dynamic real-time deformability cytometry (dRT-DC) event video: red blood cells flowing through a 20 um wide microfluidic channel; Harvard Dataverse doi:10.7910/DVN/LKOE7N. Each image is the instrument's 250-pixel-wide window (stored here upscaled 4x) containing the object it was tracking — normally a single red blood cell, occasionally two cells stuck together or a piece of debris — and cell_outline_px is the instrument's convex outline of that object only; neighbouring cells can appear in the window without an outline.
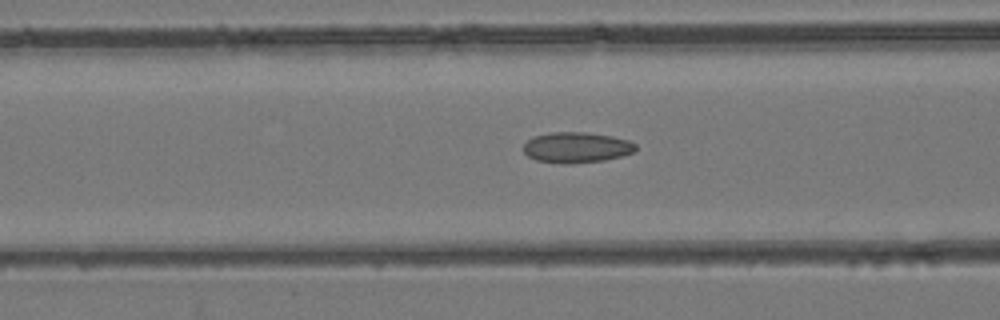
{"species": "common noctule bat (a hibernating species)", "species_latin": "Nyctalus noctula", "temperature_condition": "room temperature", "stored_images_in_passage": 49, "camera_frame_rate_fps": 3000, "um_per_image_px": 0.085, "animal": {"sex": "female", "body_mass_g": 24.6, "forearm_length_mm": 56.2}, "frame": {"image": 1, "passage_image": 20, "time_ms": 6.333, "image_size_px": [1000, 320], "cell_outline_px": [[636, 152], [604, 160], [572, 164], [564, 164], [536, 160], [528, 156], [524, 152], [524, 144], [532, 136], [548, 132], [584, 132], [612, 136], [628, 140], [636, 144]], "centroid_in_image_um": [49.0, 12.53], "position_along_channel_um": 117.6, "area_um2": 20.17}}
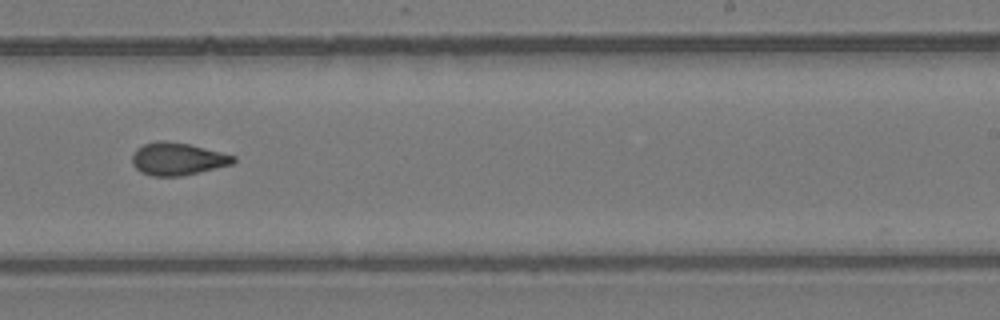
{"frame": {"image": 2, "passage_image": 31, "time_ms": 10.0, "image_size_px": [1000, 320], "cell_outline_px": [[236, 160], [232, 164], [180, 176], [152, 176], [140, 172], [132, 164], [132, 156], [136, 148], [144, 144], [156, 140], [164, 140], [188, 144], [236, 156]], "centroid_in_image_um": [15.05, 13.5], "position_along_channel_um": 274.0, "area_um2": 19.07}}
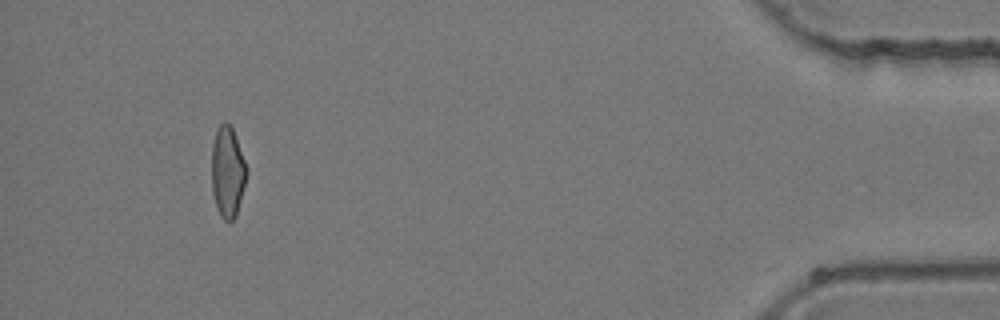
{"frame": {"image": 3, "passage_image": 46, "time_ms": 15.0, "image_size_px": [1000, 320], "cell_outline_px": [[248, 172], [236, 216], [228, 224], [220, 216], [216, 208], [212, 192], [212, 144], [216, 128], [224, 120], [232, 128], [248, 168]], "centroid_in_image_um": [19.34, 14.63], "position_along_channel_um": 415.9, "area_um2": 18.79}}